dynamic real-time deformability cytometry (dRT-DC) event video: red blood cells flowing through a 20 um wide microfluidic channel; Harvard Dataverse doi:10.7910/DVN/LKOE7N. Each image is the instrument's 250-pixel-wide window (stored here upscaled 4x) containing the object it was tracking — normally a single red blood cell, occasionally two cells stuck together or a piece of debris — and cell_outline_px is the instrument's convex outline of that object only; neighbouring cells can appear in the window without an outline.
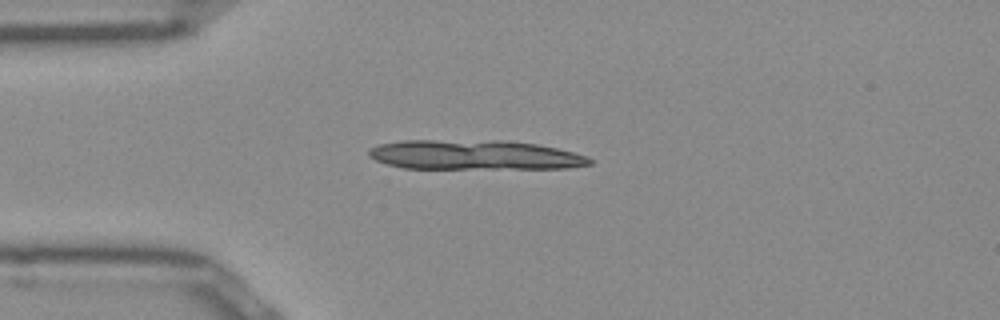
{"species": "Egyptian fruit bat (a non-hibernating species)", "species_latin": "Rousettus aegyptiacus", "temperature_condition": "room temperature", "stored_images_in_passage": 40, "segment_of_instrument_passage": [1, 2], "camera_frame_rate_fps": 3000, "um_per_image_px": 0.085, "frame": {"image": 1, "passage_image": 4, "time_ms": 1.0, "image_size_px": [1000, 320], "cell_outline_px": [[592, 164], [568, 168], [404, 168], [388, 164], [376, 160], [368, 156], [368, 152], [372, 148], [380, 144], [404, 140], [504, 140], [536, 144], [556, 148], [588, 156], [592, 160]], "centroid_in_image_um": [40.36, 13.16], "position_along_channel_um": 44.6, "area_um2": 38.03}}